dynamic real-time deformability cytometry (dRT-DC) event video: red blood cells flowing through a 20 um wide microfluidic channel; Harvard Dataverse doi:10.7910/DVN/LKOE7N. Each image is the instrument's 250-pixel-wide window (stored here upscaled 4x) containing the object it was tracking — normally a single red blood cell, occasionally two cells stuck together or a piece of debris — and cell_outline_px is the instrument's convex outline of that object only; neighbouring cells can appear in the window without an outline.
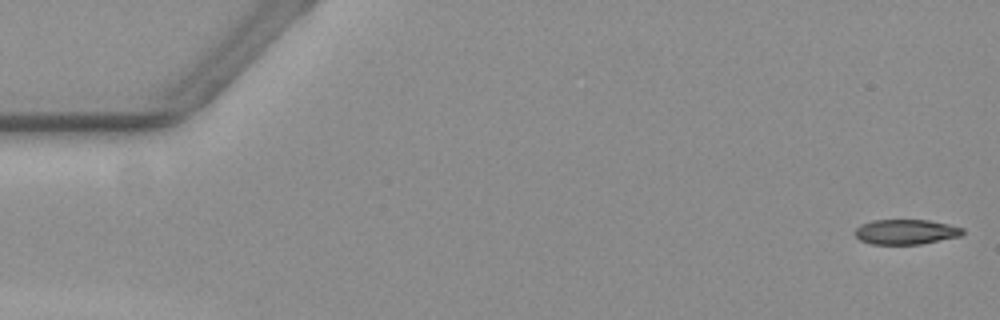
{"species": "common noctule bat (a hibernating species)", "species_latin": "Nyctalus noctula", "temperature_condition": "warm", "stored_images_in_passage": 10, "camera_frame_rate_fps": 3000, "um_per_image_px": 0.085, "animal": {"sex": "female", "body_mass_g": 19.3, "forearm_length_mm": 54.1}, "frame": {"image": 1, "passage_image": 1, "time_ms": 0.0, "image_size_px": [1000, 320], "cell_outline_px": [[964, 232], [960, 236], [920, 244], [872, 244], [860, 240], [856, 236], [856, 228], [860, 224], [872, 220], [928, 220], [948, 224], [964, 228]], "centroid_in_image_um": [77.0, 19.7], "position_along_channel_um": 8.0, "area_um2": 15.61}}